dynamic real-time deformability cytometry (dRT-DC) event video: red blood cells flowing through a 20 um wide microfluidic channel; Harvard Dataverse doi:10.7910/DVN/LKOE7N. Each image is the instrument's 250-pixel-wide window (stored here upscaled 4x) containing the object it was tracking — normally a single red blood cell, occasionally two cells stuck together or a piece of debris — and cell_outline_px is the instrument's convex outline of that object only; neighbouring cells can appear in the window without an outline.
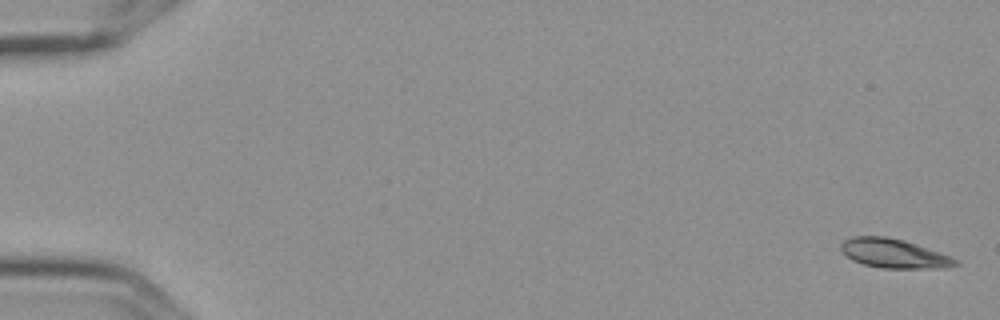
{"species": "Egyptian fruit bat (a non-hibernating species)", "species_latin": "Rousettus aegyptiacus", "temperature_condition": "cold", "stored_images_in_passage": 5, "camera_frame_rate_fps": 3000, "um_per_image_px": 0.085, "frame": {"image": 1, "passage_image": 1, "time_ms": 0.0, "image_size_px": [1000, 320], "cell_outline_px": [[960, 264], [944, 268], [880, 268], [864, 264], [852, 260], [840, 248], [840, 244], [844, 240], [852, 236], [888, 236], [904, 240], [952, 256]], "centroid_in_image_um": [75.99, 21.54], "position_along_channel_um": 9.0, "area_um2": 19.48}}
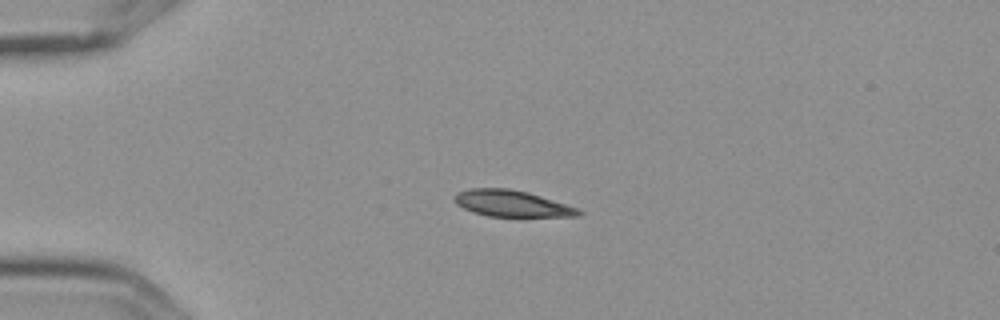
{"frame": {"image": 2, "passage_image": 4, "time_ms": 1.0, "image_size_px": [1000, 320], "cell_outline_px": [[584, 212], [576, 216], [488, 216], [472, 212], [456, 204], [456, 192], [468, 188], [508, 188], [528, 192], [576, 208]], "centroid_in_image_um": [43.45, 17.29], "position_along_channel_um": 41.6, "area_um2": 18.73}}